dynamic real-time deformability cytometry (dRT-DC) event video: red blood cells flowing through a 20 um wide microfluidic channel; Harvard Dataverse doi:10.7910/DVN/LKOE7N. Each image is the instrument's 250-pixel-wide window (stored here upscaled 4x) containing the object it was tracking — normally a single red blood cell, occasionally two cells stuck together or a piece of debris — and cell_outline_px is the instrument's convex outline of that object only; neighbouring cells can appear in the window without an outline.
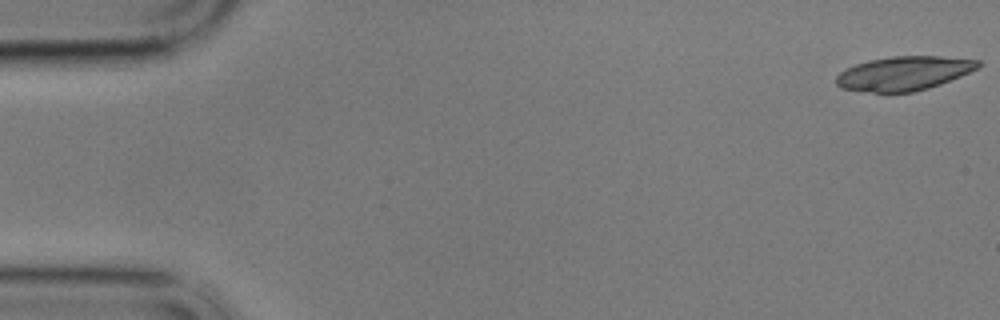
{"species": "common noctule bat (a hibernating species)", "species_latin": "Nyctalus noctula", "temperature_condition": "cold", "stored_images_in_passage": 57, "camera_frame_rate_fps": 3000, "um_per_image_px": 0.085, "animal": {"sex": "male", "body_mass_g": 17.9}, "frame": {"image": 1, "passage_image": 1, "time_ms": 0.0, "image_size_px": [1000, 320], "cell_outline_px": [[980, 64], [976, 68], [960, 76], [940, 84], [928, 88], [912, 92], [872, 92], [840, 88], [836, 84], [836, 76], [840, 72], [856, 64], [868, 60], [892, 56], [940, 56], [980, 60]], "centroid_in_image_um": [76.8, 6.23], "position_along_channel_um": 8.2, "area_um2": 27.92}}